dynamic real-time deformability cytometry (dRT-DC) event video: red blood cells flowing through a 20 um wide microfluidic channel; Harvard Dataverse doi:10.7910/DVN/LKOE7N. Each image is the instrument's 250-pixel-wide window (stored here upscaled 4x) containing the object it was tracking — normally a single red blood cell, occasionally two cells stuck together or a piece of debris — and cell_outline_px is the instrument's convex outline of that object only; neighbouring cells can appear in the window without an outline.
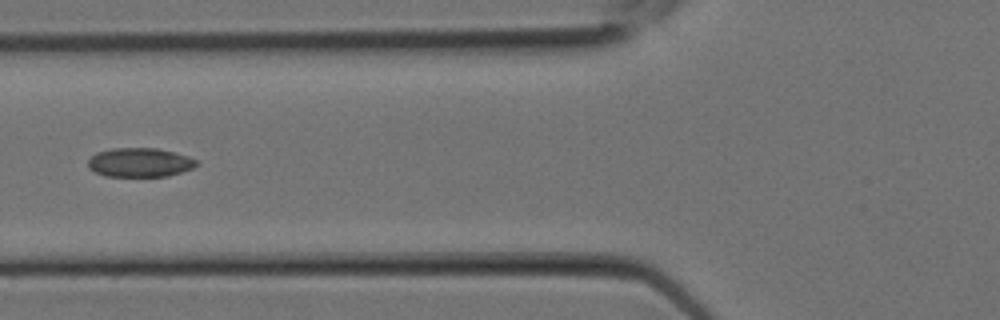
{"species": "Egyptian fruit bat (a non-hibernating species)", "species_latin": "Rousettus aegyptiacus", "temperature_condition": "room temperature", "stored_images_in_passage": 3, "camera_frame_rate_fps": 3000, "um_per_image_px": 0.085, "animal": {"sex": "female"}, "frame": {"image": 1, "passage_image": 3, "time_ms": 0.667, "image_size_px": [1000, 320], "cell_outline_px": [[200, 164], [192, 168], [168, 176], [104, 176], [88, 168], [88, 160], [96, 152], [112, 148], [156, 148], [188, 156], [196, 160]], "centroid_in_image_um": [11.86, 13.81], "position_along_channel_um": 113.9, "area_um2": 18.32}}